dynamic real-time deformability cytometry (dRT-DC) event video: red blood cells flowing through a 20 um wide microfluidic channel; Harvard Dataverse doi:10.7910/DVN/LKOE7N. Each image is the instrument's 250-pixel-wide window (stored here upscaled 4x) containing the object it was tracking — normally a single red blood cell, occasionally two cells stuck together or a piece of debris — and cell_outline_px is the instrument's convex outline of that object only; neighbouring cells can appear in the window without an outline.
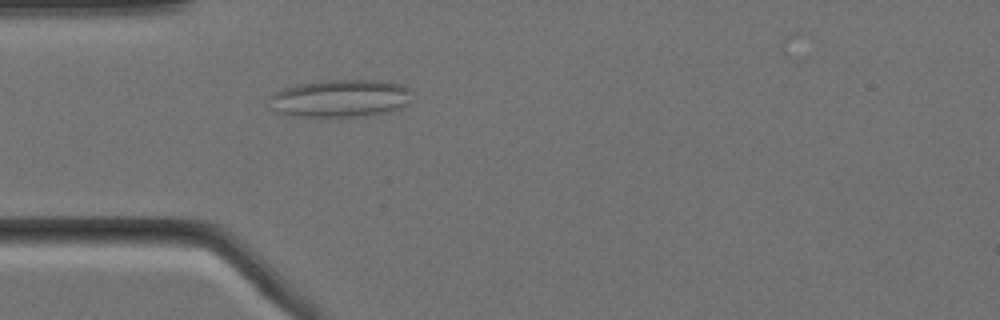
{"species": "Egyptian fruit bat (a non-hibernating species)", "species_latin": "Rousettus aegyptiacus", "temperature_condition": "cold", "stored_images_in_passage": 58, "camera_frame_rate_fps": 3000, "um_per_image_px": 0.085, "animal": {"sex": "female"}, "frame": {"image": 1, "passage_image": 16, "time_ms": 5.0, "image_size_px": [1000, 320], "cell_outline_px": [[412, 92], [404, 104], [388, 112], [364, 116], [284, 116], [276, 112], [272, 108], [272, 92], [284, 88], [300, 84], [320, 80], [376, 80], [404, 84], [412, 88]], "centroid_in_image_um": [28.91, 8.35], "position_along_channel_um": 56.1, "area_um2": 31.21}}
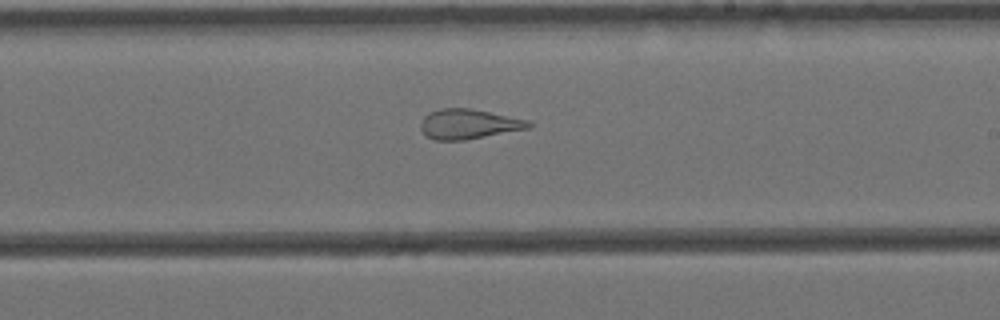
{"frame": {"image": 2, "passage_image": 33, "time_ms": 10.667, "image_size_px": [1000, 320], "cell_outline_px": [[532, 128], [464, 140], [436, 140], [428, 136], [420, 128], [420, 124], [424, 116], [440, 108], [468, 108], [528, 120], [532, 124]], "centroid_in_image_um": [39.85, 10.55], "position_along_channel_um": 249.2, "area_um2": 18.55}}
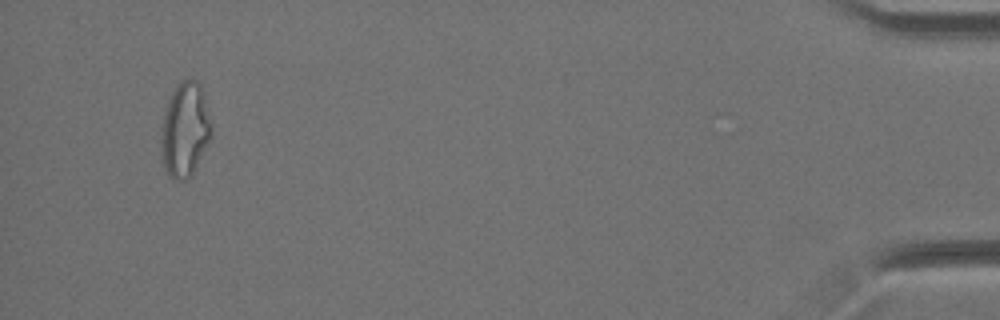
{"frame": {"image": 3, "passage_image": 55, "time_ms": 18.0, "image_size_px": [1000, 320], "cell_outline_px": [[212, 132], [192, 172], [184, 180], [176, 180], [168, 176], [164, 168], [160, 156], [160, 136], [164, 112], [168, 100], [176, 84], [180, 80], [196, 80], [200, 84], [204, 92], [212, 120]], "centroid_in_image_um": [15.69, 10.98], "position_along_channel_um": 419.5, "area_um2": 27.86}, "authors_computed_cell_mechanics": {"area_um2": 24.1893, "velocity_mm_per_s": 3.444, "shape_relaxation_time_tau1_ms": null, "shape_relaxation_time_tau2_ms": 2.105, "deformation_change_tau1": null, "deformation_change_tau2": 0.1051}}